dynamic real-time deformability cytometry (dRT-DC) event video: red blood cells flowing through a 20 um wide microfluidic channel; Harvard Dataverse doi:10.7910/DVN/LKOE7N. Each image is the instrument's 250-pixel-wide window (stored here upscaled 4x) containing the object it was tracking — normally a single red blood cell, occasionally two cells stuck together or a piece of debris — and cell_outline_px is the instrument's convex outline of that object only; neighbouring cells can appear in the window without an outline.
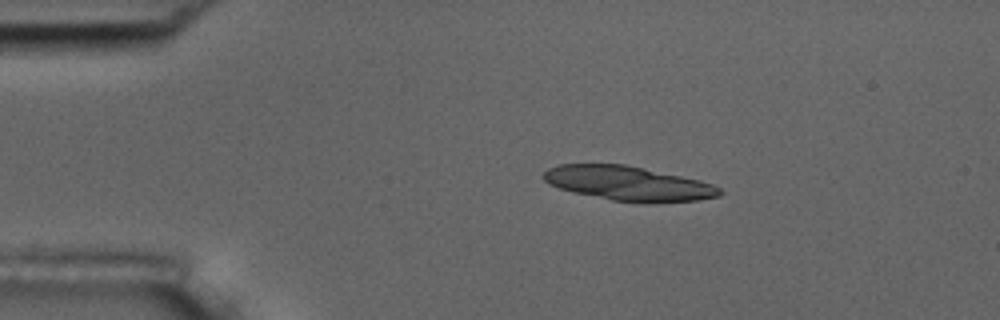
{"species": "common noctule bat (a hibernating species)", "species_latin": "Nyctalus noctula", "temperature_condition": "room temperature", "stored_images_in_passage": 8, "segment_of_instrument_passage": [1, 2], "camera_frame_rate_fps": 3000, "um_per_image_px": 0.085, "animal": {"sex": "male", "body_mass_g": 17.5, "forearm_length_mm": 52.3}, "frame": {"image": 1, "passage_image": 1, "time_ms": 0.0, "image_size_px": [1000, 320], "cell_outline_px": [[724, 192], [720, 196], [696, 200], [612, 200], [576, 192], [560, 188], [548, 184], [540, 176], [548, 168], [560, 164], [624, 164], [700, 180], [712, 184], [720, 188]], "centroid_in_image_um": [53.35, 15.54], "position_along_channel_um": 31.7, "area_um2": 34.16}}